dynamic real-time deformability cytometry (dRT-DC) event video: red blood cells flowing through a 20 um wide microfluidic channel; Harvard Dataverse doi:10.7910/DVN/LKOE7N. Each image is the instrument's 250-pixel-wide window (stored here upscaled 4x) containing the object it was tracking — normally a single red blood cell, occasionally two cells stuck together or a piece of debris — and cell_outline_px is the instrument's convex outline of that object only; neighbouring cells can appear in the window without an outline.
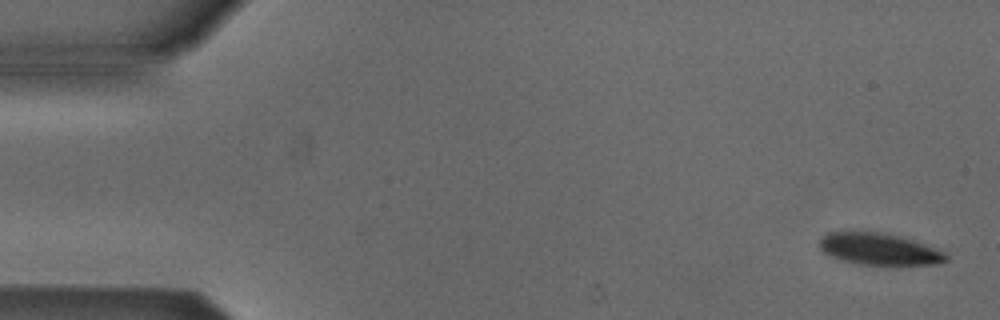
{"species": "Egyptian fruit bat (a non-hibernating species)", "species_latin": "Rousettus aegyptiacus", "temperature_condition": "cold", "stored_images_in_passage": 3, "camera_frame_rate_fps": 3000, "um_per_image_px": 0.085, "animal": {"sex": "male"}, "frame": {"image": 1, "passage_image": 1, "time_ms": 0.0, "image_size_px": [1000, 320], "cell_outline_px": [[948, 260], [936, 264], [856, 264], [832, 256], [824, 252], [820, 248], [820, 236], [828, 232], [880, 232], [900, 236], [924, 244], [944, 252], [948, 256]], "centroid_in_image_um": [74.71, 21.16], "position_along_channel_um": 10.3, "area_um2": 23.0}}